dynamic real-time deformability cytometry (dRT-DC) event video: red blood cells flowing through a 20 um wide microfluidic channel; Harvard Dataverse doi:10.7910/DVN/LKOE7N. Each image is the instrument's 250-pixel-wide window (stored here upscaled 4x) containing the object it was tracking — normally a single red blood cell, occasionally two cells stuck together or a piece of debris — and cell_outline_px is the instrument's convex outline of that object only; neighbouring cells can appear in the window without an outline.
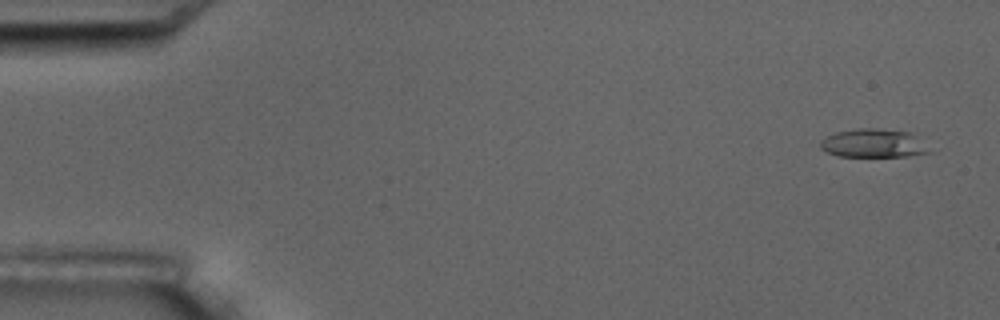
{"species": "common noctule bat (a hibernating species)", "species_latin": "Nyctalus noctula", "temperature_condition": "room temperature", "stored_images_in_passage": 4, "camera_frame_rate_fps": 3000, "um_per_image_px": 0.085, "animal": {"sex": "male", "body_mass_g": 17.5, "forearm_length_mm": 52.3}, "frame": {"image": 1, "passage_image": 1, "time_ms": 0.0, "image_size_px": [1000, 320], "cell_outline_px": [[928, 152], [908, 156], [840, 156], [828, 152], [820, 148], [820, 144], [828, 136], [836, 132], [856, 128], [876, 128], [908, 132]], "centroid_in_image_um": [74.12, 12.17], "position_along_channel_um": 10.9, "area_um2": 17.22}}
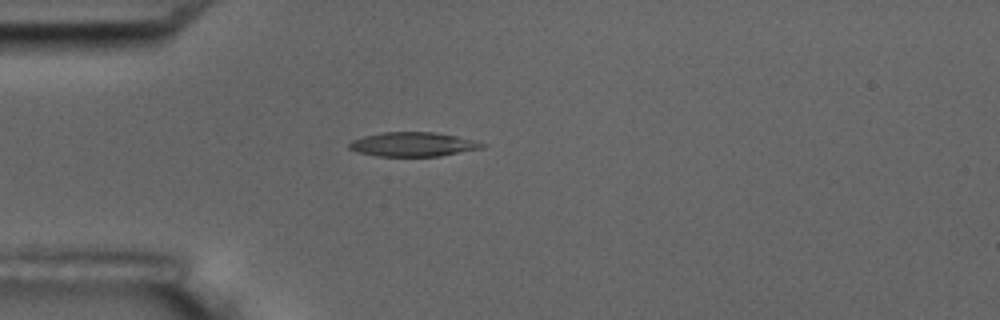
{"frame": {"image": 2, "passage_image": 4, "time_ms": 4.333, "image_size_px": [1000, 320], "cell_outline_px": [[488, 144], [484, 148], [440, 156], [376, 156], [356, 152], [348, 148], [348, 144], [352, 140], [364, 136], [380, 132], [436, 132], [456, 136]], "centroid_in_image_um": [35.09, 12.27], "position_along_channel_um": 49.9, "area_um2": 18.9}}